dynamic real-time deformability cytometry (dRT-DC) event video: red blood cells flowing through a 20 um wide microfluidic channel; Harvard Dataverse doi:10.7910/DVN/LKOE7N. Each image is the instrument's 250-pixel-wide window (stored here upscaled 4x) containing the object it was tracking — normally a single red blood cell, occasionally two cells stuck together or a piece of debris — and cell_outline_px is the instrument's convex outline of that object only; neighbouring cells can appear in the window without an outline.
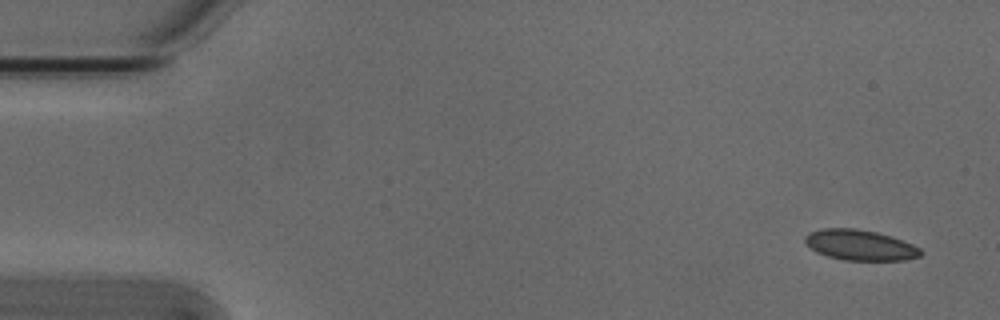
{"species": "Egyptian fruit bat (a non-hibernating species)", "species_latin": "Rousettus aegyptiacus", "temperature_condition": "cold", "stored_images_in_passage": 4, "camera_frame_rate_fps": 3000, "um_per_image_px": 0.085, "animal": {"sex": "male"}, "frame": {"image": 1, "passage_image": 1, "time_ms": 0.0, "image_size_px": [1000, 320], "cell_outline_px": [[924, 252], [920, 256], [904, 260], [844, 260], [828, 256], [816, 252], [804, 240], [804, 236], [812, 232], [824, 228], [856, 228], [876, 232], [892, 236], [912, 244], [920, 248]], "centroid_in_image_um": [73.14, 20.83], "position_along_channel_um": 11.9, "area_um2": 20.46}}
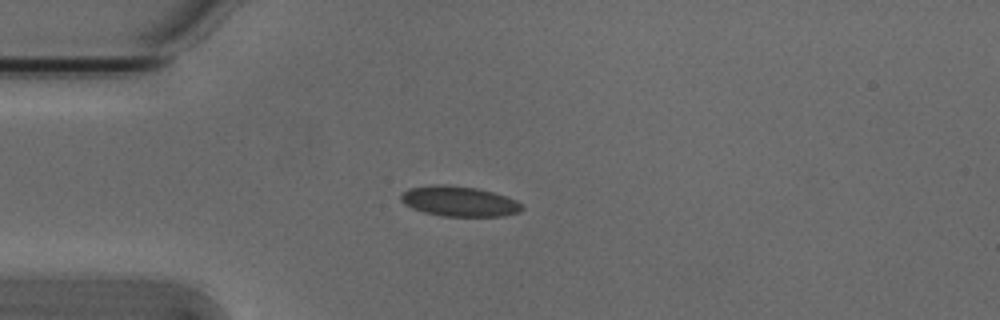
{"frame": {"image": 2, "passage_image": 4, "time_ms": 1.0, "image_size_px": [1000, 320], "cell_outline_px": [[524, 208], [520, 212], [504, 216], [444, 216], [424, 212], [412, 208], [404, 204], [400, 200], [400, 196], [408, 188], [432, 184], [444, 184], [476, 188], [492, 192], [516, 200]], "centroid_in_image_um": [39.0, 17.11], "position_along_channel_um": 46.0, "area_um2": 21.27}}